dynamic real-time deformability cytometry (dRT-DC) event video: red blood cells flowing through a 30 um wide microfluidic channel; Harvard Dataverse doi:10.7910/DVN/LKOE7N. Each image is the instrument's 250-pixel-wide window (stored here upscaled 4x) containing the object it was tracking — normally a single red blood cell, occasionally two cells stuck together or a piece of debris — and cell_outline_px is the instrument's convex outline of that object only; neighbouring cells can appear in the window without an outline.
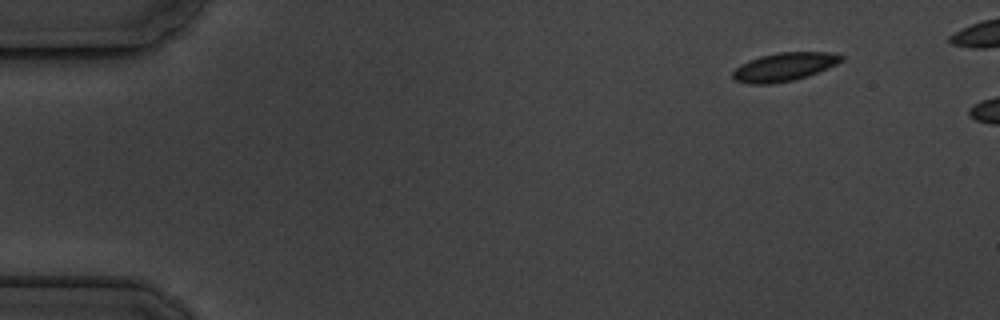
{"species": "common noctule bat (a hibernating species)", "species_latin": "Nyctalus noctula", "temperature_condition": "cold", "stored_images_in_passage": 3, "camera_frame_rate_fps": 3000, "um_per_image_px": 0.085, "animal": {"sex": "male", "body_mass_g": 19.5, "forearm_length_mm": 54.6}, "frame": {"image": 1, "passage_image": 1, "time_ms": 0.0, "image_size_px": [1000, 320], "cell_outline_px": [[844, 60], [828, 68], [808, 76], [792, 80], [772, 84], [748, 84], [736, 80], [732, 76], [732, 72], [740, 64], [748, 60], [760, 56], [776, 52], [832, 52], [844, 56]], "centroid_in_image_um": [66.66, 5.68], "position_along_channel_um": 18.3, "area_um2": 18.09}}